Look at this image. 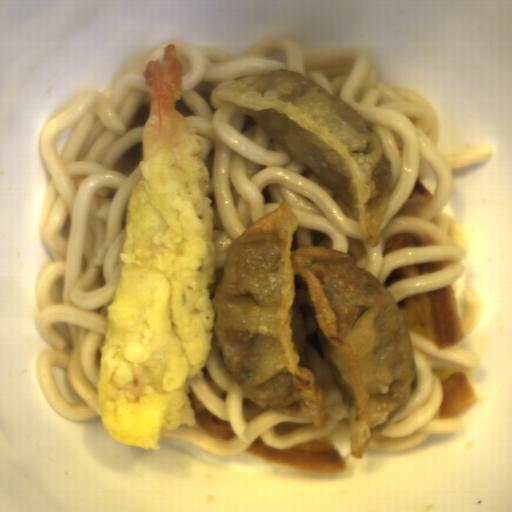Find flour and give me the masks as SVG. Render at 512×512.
Here are the masks:
<instances>
[{
  "mask_svg": "<svg viewBox=\"0 0 512 512\" xmlns=\"http://www.w3.org/2000/svg\"><path fill=\"white\" fill-rule=\"evenodd\" d=\"M299 222L282 200L230 244L211 301L212 332L228 375L260 407L328 428L333 416L307 353L299 274L360 460L416 399L421 368L391 290L345 252L304 243L291 250Z\"/></svg>",
  "mask_w": 512,
  "mask_h": 512,
  "instance_id": "c2a2500e",
  "label": "flour"
},
{
  "mask_svg": "<svg viewBox=\"0 0 512 512\" xmlns=\"http://www.w3.org/2000/svg\"><path fill=\"white\" fill-rule=\"evenodd\" d=\"M250 116L292 160L348 207L376 248L395 188L392 159L378 132L345 100L300 71L270 70L223 81L209 94Z\"/></svg>",
  "mask_w": 512,
  "mask_h": 512,
  "instance_id": "a7fe0414",
  "label": "flour"
}]
</instances>
